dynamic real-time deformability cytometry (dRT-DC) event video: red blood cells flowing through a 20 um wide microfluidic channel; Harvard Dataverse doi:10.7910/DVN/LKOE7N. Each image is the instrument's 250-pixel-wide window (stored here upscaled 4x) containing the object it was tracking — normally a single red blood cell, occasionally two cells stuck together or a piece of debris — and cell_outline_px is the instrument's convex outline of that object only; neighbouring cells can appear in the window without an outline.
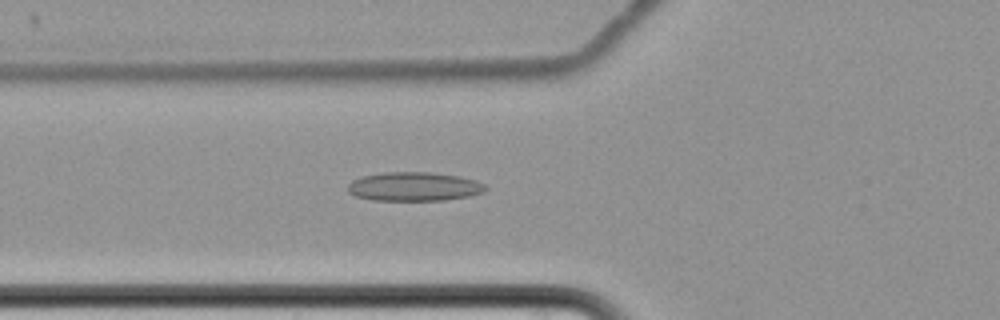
{"species": "common noctule bat (a hibernating species)", "species_latin": "Nyctalus noctula", "temperature_condition": "cold", "stored_images_in_passage": 5, "camera_frame_rate_fps": 3000, "um_per_image_px": 0.085, "animal": {"sex": "female", "body_mass_g": 22.7, "forearm_length_mm": 54.2}, "frame": {"image": 1, "passage_image": 5, "time_ms": 5.667, "image_size_px": [1000, 320], "cell_outline_px": [[488, 188], [484, 192], [468, 196], [444, 200], [372, 200], [352, 196], [348, 192], [348, 184], [352, 180], [364, 176], [384, 172], [432, 172], [460, 176], [476, 180], [484, 184]], "centroid_in_image_um": [35.19, 15.86], "position_along_channel_um": 90.6, "area_um2": 23.35}}